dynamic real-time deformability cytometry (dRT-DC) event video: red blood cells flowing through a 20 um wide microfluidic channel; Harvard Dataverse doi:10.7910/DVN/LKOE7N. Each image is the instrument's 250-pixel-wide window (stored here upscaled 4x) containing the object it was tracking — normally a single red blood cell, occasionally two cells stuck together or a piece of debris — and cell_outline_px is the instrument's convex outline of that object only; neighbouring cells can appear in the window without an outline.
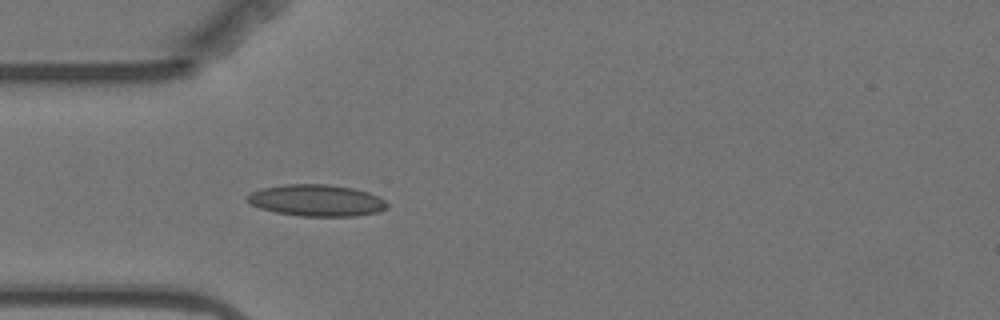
{"species": "Egyptian fruit bat (a non-hibernating species)", "species_latin": "Rousettus aegyptiacus", "temperature_condition": "warm", "stored_images_in_passage": 2, "camera_frame_rate_fps": 3000, "um_per_image_px": 0.085, "animal": {"sex": "female"}, "frame": {"image": 1, "passage_image": 2, "time_ms": 2.0, "image_size_px": [1000, 320], "cell_outline_px": [[388, 208], [376, 212], [356, 216], [300, 216], [276, 212], [260, 208], [252, 204], [244, 196], [260, 188], [284, 184], [328, 184], [352, 188], [368, 192], [384, 200], [388, 204]], "centroid_in_image_um": [26.89, 17.03], "position_along_channel_um": 58.1, "area_um2": 25.72}}